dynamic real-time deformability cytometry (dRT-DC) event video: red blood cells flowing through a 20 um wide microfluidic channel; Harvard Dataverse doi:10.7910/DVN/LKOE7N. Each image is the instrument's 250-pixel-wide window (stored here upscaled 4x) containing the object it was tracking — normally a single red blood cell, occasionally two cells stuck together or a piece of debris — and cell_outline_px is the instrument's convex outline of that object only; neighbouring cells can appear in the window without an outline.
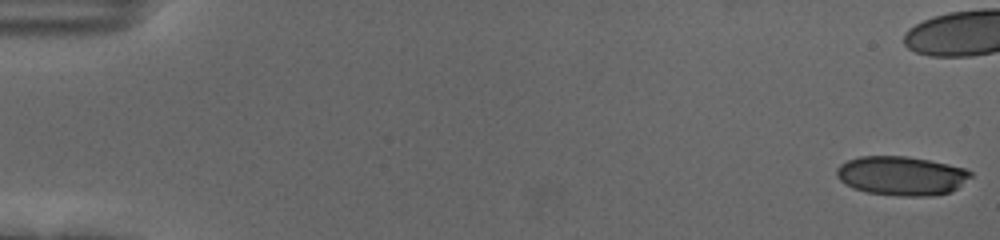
{"species": "human", "species_latin": "Homo sapiens", "temperature_condition": "cold", "stored_images_in_passage": 57, "camera_frame_rate_fps": 3000, "um_per_image_px": 0.085, "donor": {"sex": "female"}, "frame": {"image": 1, "passage_image": 1, "time_ms": 0.0, "image_size_px": [1000, 240], "cell_outline_px": [[972, 176], [952, 192], [932, 196], [900, 196], [868, 192], [852, 188], [844, 184], [836, 176], [836, 168], [840, 164], [848, 160], [860, 156], [908, 156], [948, 164], [964, 168], [972, 172]], "centroid_in_image_um": [76.62, 14.94], "position_along_channel_um": 8.4, "area_um2": 30.69}}
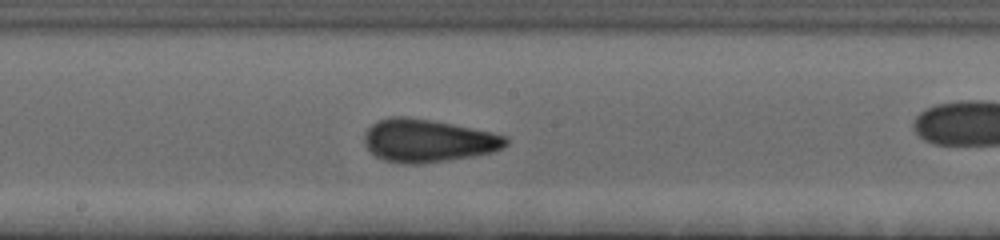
{"frame": {"image": 2, "passage_image": 31, "time_ms": 10.0, "image_size_px": [1000, 240], "cell_outline_px": [[508, 144], [504, 148], [492, 152], [472, 156], [448, 160], [416, 164], [404, 164], [384, 160], [376, 156], [364, 144], [364, 132], [372, 124], [388, 116], [404, 116], [432, 120], [492, 132], [508, 136]], "centroid_in_image_um": [36.38, 11.95], "position_along_channel_um": 211.8, "area_um2": 35.43}}
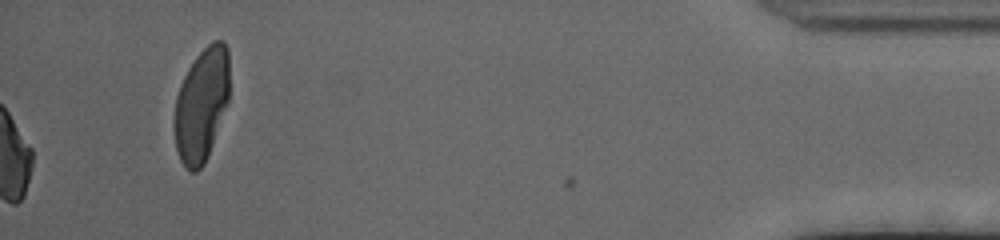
{"frame": {"image": 3, "passage_image": 57, "time_ms": 18.667, "image_size_px": [1000, 240], "cell_outline_px": [[228, 100], [208, 156], [204, 164], [196, 172], [188, 172], [180, 160], [176, 148], [176, 96], [180, 84], [188, 68], [196, 56], [212, 40], [224, 40], [228, 48]], "centroid_in_image_um": [17.14, 8.88], "position_along_channel_um": 418.1, "area_um2": 35.95}, "authors_computed_cell_mechanics": {"area_um2": 32.657, "velocity_mm_per_s": 3.688, "shape_relaxation_time_tau1_ms": 7.59, "shape_relaxation_time_tau2_ms": 1.4406, "deformation_change_tau1": 0.1738, "deformation_change_tau2": 0.0806}}